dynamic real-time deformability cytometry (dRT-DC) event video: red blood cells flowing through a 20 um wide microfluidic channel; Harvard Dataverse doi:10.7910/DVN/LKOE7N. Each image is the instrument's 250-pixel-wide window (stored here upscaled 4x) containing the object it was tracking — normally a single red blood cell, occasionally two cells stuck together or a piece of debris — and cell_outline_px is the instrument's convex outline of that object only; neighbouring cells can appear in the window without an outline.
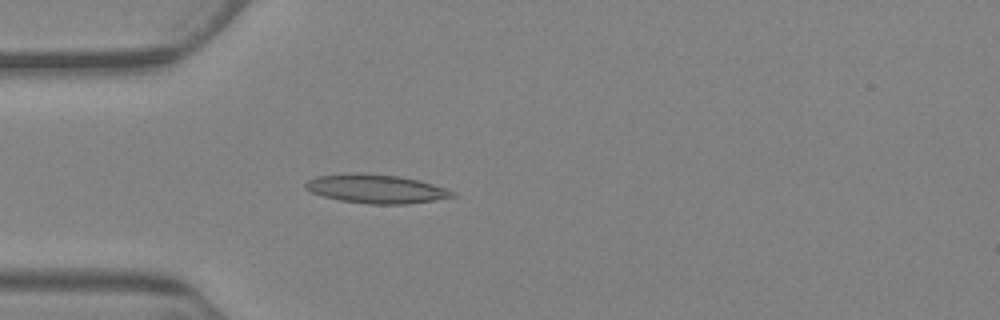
{"species": "Egyptian fruit bat (a non-hibernating species)", "species_latin": "Rousettus aegyptiacus", "temperature_condition": "warm", "stored_images_in_passage": 4, "camera_frame_rate_fps": 3000, "um_per_image_px": 0.085, "animal": {"sex": "female"}, "frame": {"image": 1, "passage_image": 4, "time_ms": 3.333, "image_size_px": [1000, 320], "cell_outline_px": [[456, 196], [408, 204], [368, 204], [340, 200], [324, 196], [312, 192], [304, 188], [304, 184], [308, 180], [316, 176], [356, 172], [360, 172], [400, 176], [420, 180], [456, 192]], "centroid_in_image_um": [31.95, 16.04], "position_along_channel_um": 53.0, "area_um2": 24.68}}